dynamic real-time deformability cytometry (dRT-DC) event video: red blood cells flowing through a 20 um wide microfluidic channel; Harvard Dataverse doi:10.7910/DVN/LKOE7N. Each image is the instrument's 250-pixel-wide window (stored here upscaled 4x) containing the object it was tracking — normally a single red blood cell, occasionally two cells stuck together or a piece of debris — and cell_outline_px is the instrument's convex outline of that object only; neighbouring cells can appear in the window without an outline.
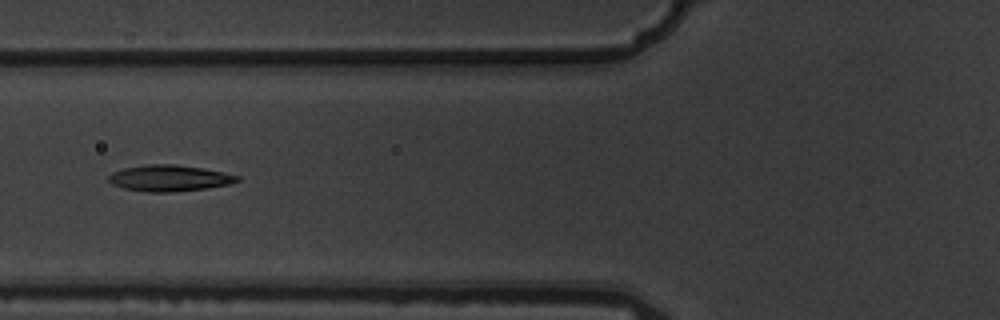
{"species": "common noctule bat (a hibernating species)", "species_latin": "Nyctalus noctula", "temperature_condition": "warm", "stored_images_in_passage": 6, "camera_frame_rate_fps": 3000, "um_per_image_px": 0.085, "animal": {"sex": "male", "body_mass_g": 19.5, "forearm_length_mm": 54.6}, "frame": {"image": 1, "passage_image": 6, "time_ms": 1.667, "image_size_px": [1000, 320], "cell_outline_px": [[240, 180], [228, 184], [208, 188], [168, 192], [148, 192], [124, 188], [112, 184], [108, 180], [108, 176], [112, 172], [124, 168], [148, 164], [172, 164], [204, 168], [224, 172], [240, 176]], "centroid_in_image_um": [14.4, 15.13], "position_along_channel_um": 111.4, "area_um2": 19.59}}